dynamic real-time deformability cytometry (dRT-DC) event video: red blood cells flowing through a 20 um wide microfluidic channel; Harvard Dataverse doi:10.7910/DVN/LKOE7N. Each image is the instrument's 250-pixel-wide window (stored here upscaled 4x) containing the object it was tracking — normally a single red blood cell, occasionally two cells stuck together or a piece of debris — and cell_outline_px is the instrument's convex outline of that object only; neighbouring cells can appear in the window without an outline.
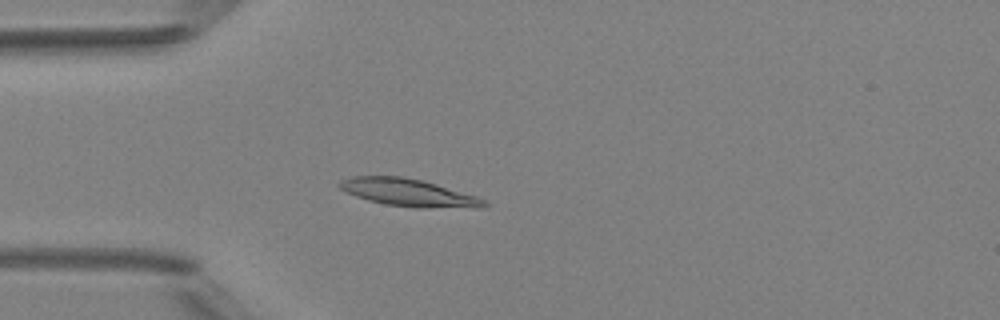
{"species": "Egyptian fruit bat (a non-hibernating species)", "species_latin": "Rousettus aegyptiacus", "temperature_condition": "room temperature", "stored_images_in_passage": 49, "camera_frame_rate_fps": 3000, "um_per_image_px": 0.085, "animal": {"sex": "female"}, "frame": {"image": 1, "passage_image": 14, "time_ms": 4.333, "image_size_px": [1000, 320], "cell_outline_px": [[488, 204], [484, 208], [416, 208], [384, 204], [368, 200], [356, 196], [340, 188], [336, 184], [340, 180], [352, 176], [404, 176], [436, 184], [476, 196], [484, 200]], "centroid_in_image_um": [34.73, 16.38], "position_along_channel_um": 50.3, "area_um2": 23.24}}
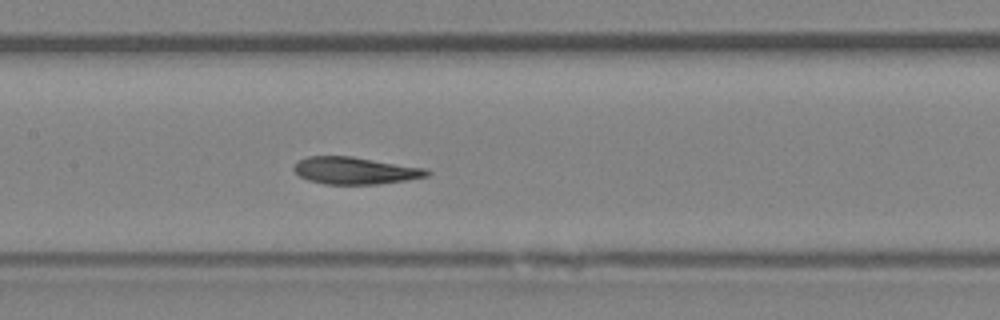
{"frame": {"image": 2, "passage_image": 24, "time_ms": 7.667, "image_size_px": [1000, 320], "cell_outline_px": [[432, 172], [428, 176], [380, 184], [324, 184], [308, 180], [300, 176], [292, 168], [300, 160], [308, 156], [352, 156], [428, 168]], "centroid_in_image_um": [30.22, 14.5], "position_along_channel_um": 177.2, "area_um2": 21.1}}
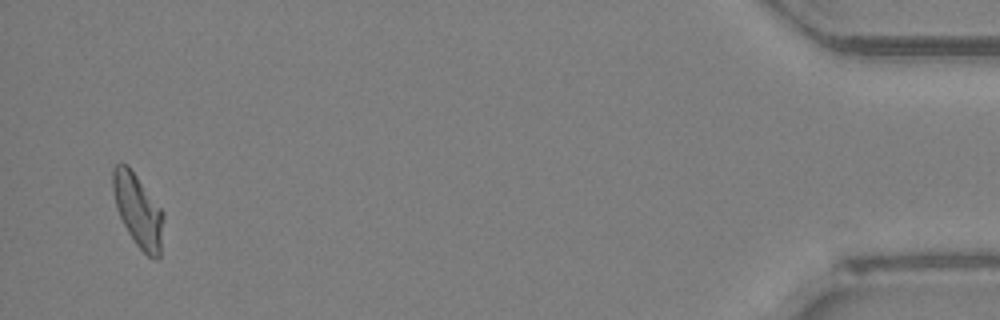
{"frame": {"image": 3, "passage_image": 48, "time_ms": 15.667, "image_size_px": [1000, 320], "cell_outline_px": [[164, 216], [160, 260], [156, 260], [148, 256], [136, 244], [128, 232], [116, 208], [112, 192], [112, 168], [116, 164], [128, 164], [164, 212]], "centroid_in_image_um": [11.74, 17.89], "position_along_channel_um": 423.5, "area_um2": 21.68}, "authors_computed_cell_mechanics": {"area_um2": 21.5594, "velocity_mm_per_s": 4.149, "shape_relaxation_time_tau1_ms": 3.2944, "shape_relaxation_time_tau2_ms": 2.991, "deformation_change_tau1": 0.1384, "deformation_change_tau2": 0.0672}}